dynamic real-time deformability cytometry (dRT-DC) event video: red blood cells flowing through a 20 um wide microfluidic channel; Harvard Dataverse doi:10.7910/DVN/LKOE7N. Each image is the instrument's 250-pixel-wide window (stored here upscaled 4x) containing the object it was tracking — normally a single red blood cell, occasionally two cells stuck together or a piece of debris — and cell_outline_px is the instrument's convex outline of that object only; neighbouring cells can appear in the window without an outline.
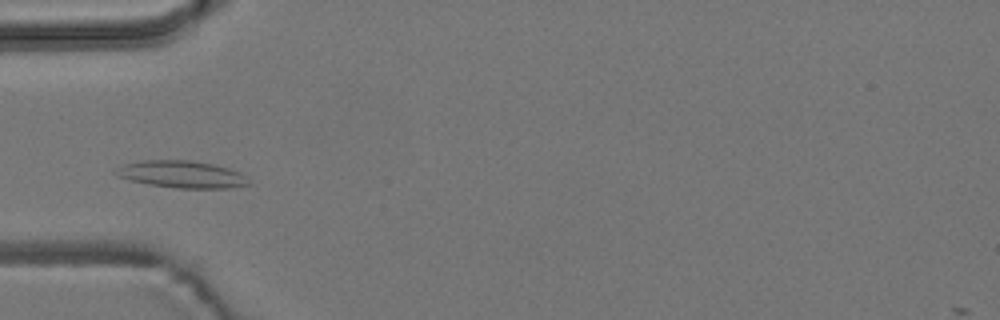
{"species": "common noctule bat (a hibernating species)", "species_latin": "Nyctalus noctula", "temperature_condition": "room temperature", "stored_images_in_passage": 8, "camera_frame_rate_fps": 3000, "um_per_image_px": 0.085, "animal": {"sex": "male", "body_mass_g": 19.2, "forearm_length_mm": 51.8}, "frame": {"image": 1, "passage_image": 3, "time_ms": 0.667, "image_size_px": [1000, 320], "cell_outline_px": [[252, 184], [232, 188], [176, 188], [148, 184], [116, 176], [112, 172], [116, 168], [124, 164], [144, 160], [188, 160], [212, 164], [228, 168], [240, 172]], "centroid_in_image_um": [15.44, 14.82], "position_along_channel_um": 69.6, "area_um2": 20.98}}
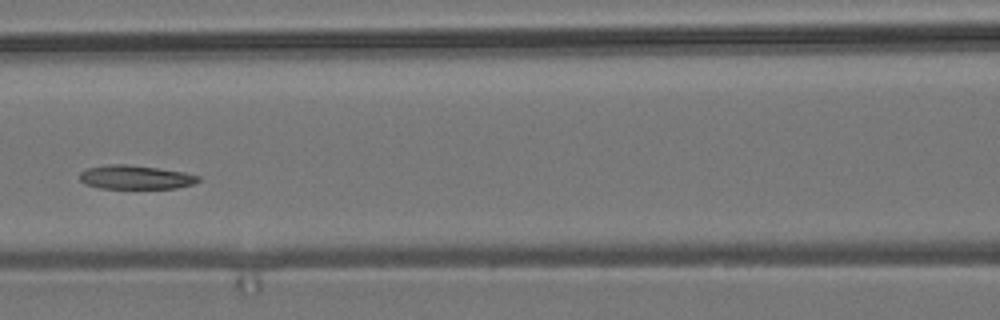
{"frame": {"image": 2, "passage_image": 5, "time_ms": 1.333, "image_size_px": [1000, 320], "cell_outline_px": [[200, 180], [192, 184], [176, 188], [100, 188], [84, 184], [80, 180], [80, 172], [84, 168], [108, 164], [128, 164], [184, 172], [200, 176]], "centroid_in_image_um": [11.47, 15.06], "position_along_channel_um": 155.1, "area_um2": 16.53}}
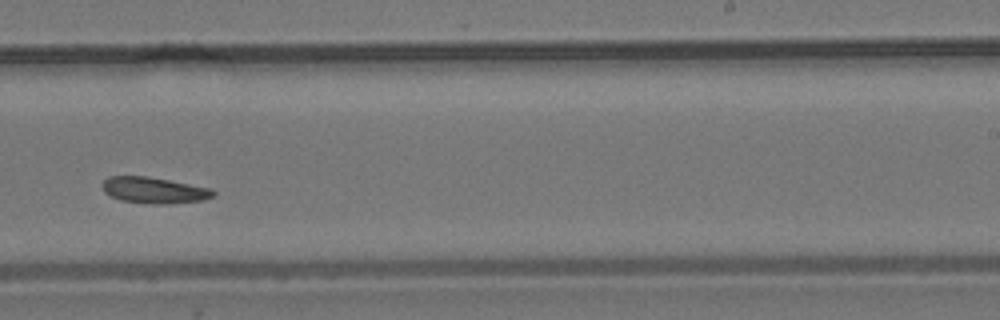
{"frame": {"image": 3, "passage_image": 8, "time_ms": 2.333, "image_size_px": [1000, 320], "cell_outline_px": [[216, 192], [212, 196], [204, 200], [168, 204], [152, 204], [120, 200], [104, 192], [100, 184], [108, 176], [148, 176], [212, 188]], "centroid_in_image_um": [13.08, 16.16], "position_along_channel_um": 275.9, "area_um2": 17.05}}